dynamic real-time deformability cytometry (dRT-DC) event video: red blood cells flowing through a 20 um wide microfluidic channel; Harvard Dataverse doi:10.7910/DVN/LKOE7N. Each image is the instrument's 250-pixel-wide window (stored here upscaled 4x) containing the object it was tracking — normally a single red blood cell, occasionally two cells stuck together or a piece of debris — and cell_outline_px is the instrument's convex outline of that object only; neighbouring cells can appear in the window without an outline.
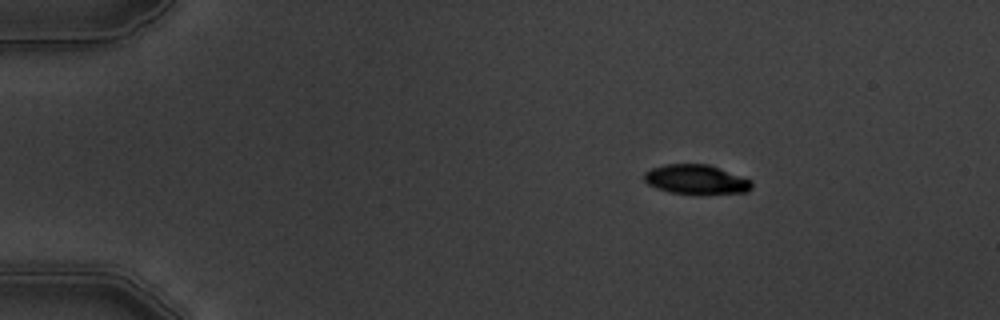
{"species": "common noctule bat (a hibernating species)", "species_latin": "Nyctalus noctula", "temperature_condition": "warm", "stored_images_in_passage": 3, "camera_frame_rate_fps": 3000, "um_per_image_px": 0.085, "animal": {"sex": "male", "body_mass_g": 19.5, "forearm_length_mm": 54.6}, "frame": {"image": 1, "passage_image": 1, "time_ms": 0.0, "image_size_px": [1000, 320], "cell_outline_px": [[752, 188], [748, 192], [668, 192], [656, 188], [648, 184], [644, 180], [644, 172], [652, 168], [664, 164], [708, 164], [720, 168], [752, 180]], "centroid_in_image_um": [59.15, 15.22], "position_along_channel_um": 25.9, "area_um2": 17.98}}